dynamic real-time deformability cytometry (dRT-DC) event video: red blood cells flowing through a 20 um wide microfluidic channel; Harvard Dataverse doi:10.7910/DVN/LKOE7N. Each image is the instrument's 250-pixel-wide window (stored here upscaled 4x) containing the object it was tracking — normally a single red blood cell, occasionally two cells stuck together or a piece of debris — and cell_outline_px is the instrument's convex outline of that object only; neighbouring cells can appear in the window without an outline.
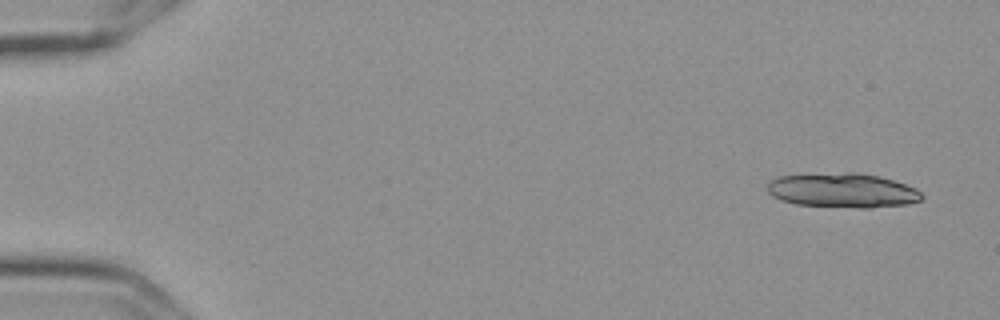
{"species": "Egyptian fruit bat (a non-hibernating species)", "species_latin": "Rousettus aegyptiacus", "temperature_condition": "cold", "stored_images_in_passage": 5, "camera_frame_rate_fps": 3000, "um_per_image_px": 0.085, "frame": {"image": 1, "passage_image": 1, "time_ms": 0.0, "image_size_px": [1000, 320], "cell_outline_px": [[924, 196], [920, 200], [908, 204], [872, 208], [860, 208], [796, 204], [780, 200], [772, 196], [764, 188], [772, 180], [780, 176], [848, 172], [856, 172], [880, 176], [916, 188]], "centroid_in_image_um": [71.62, 16.19], "position_along_channel_um": 13.4, "area_um2": 31.04}}